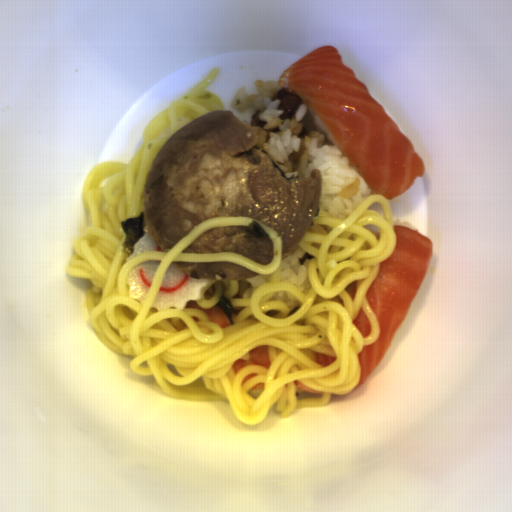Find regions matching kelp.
Instances as JSON below:
<instances>
[{"mask_svg":"<svg viewBox=\"0 0 512 512\" xmlns=\"http://www.w3.org/2000/svg\"><path fill=\"white\" fill-rule=\"evenodd\" d=\"M126 238L122 241L123 249L132 254L135 243L142 237L148 234V229L143 217V211L136 216H129L120 222Z\"/></svg>","mask_w":512,"mask_h":512,"instance_id":"obj_1","label":"kelp"},{"mask_svg":"<svg viewBox=\"0 0 512 512\" xmlns=\"http://www.w3.org/2000/svg\"><path fill=\"white\" fill-rule=\"evenodd\" d=\"M246 227L248 232L244 235V238H270L261 223L257 221L250 222Z\"/></svg>","mask_w":512,"mask_h":512,"instance_id":"obj_2","label":"kelp"},{"mask_svg":"<svg viewBox=\"0 0 512 512\" xmlns=\"http://www.w3.org/2000/svg\"><path fill=\"white\" fill-rule=\"evenodd\" d=\"M227 315V320L230 325L234 323V304L225 295L222 294L221 300L217 304Z\"/></svg>","mask_w":512,"mask_h":512,"instance_id":"obj_3","label":"kelp"}]
</instances>
